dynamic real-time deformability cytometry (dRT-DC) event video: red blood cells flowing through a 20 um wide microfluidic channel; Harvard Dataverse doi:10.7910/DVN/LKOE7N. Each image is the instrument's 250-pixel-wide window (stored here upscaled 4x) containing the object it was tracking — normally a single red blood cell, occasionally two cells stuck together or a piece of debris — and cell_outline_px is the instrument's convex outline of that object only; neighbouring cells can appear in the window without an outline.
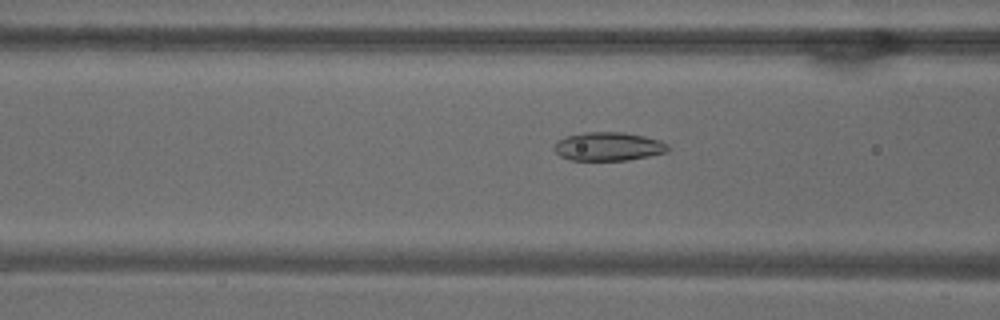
{"species": "common noctule bat (a hibernating species)", "species_latin": "Nyctalus noctula", "temperature_condition": "warm", "stored_images_in_passage": 53, "camera_frame_rate_fps": 3000, "um_per_image_px": 0.085, "animal": {"sex": "male", "body_mass_g": 18.8}, "frame": {"image": 1, "passage_image": 21, "time_ms": 6.667, "image_size_px": [1000, 320], "cell_outline_px": [[668, 152], [628, 160], [572, 160], [560, 156], [552, 148], [556, 140], [564, 136], [584, 132], [620, 132], [644, 136], [660, 140], [668, 144]], "centroid_in_image_um": [51.67, 12.44], "position_along_channel_um": 114.9, "area_um2": 19.07}}
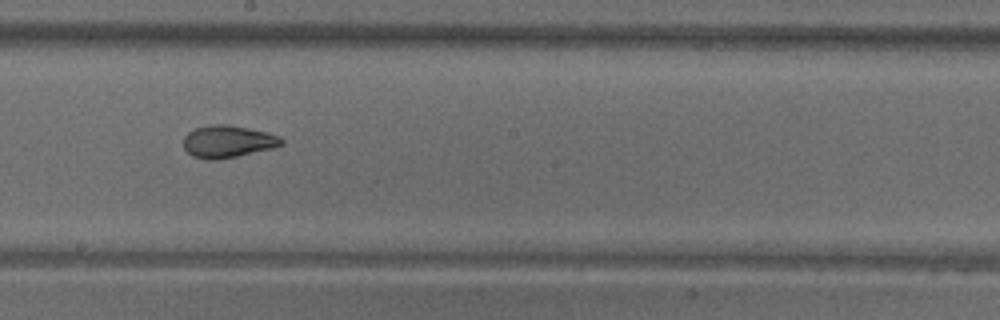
{"frame": {"image": 2, "passage_image": 30, "time_ms": 9.667, "image_size_px": [1000, 320], "cell_outline_px": [[284, 144], [272, 148], [236, 156], [216, 160], [208, 160], [192, 156], [184, 148], [184, 136], [188, 132], [196, 128], [208, 124], [228, 124], [268, 132], [280, 136], [284, 140]], "centroid_in_image_um": [19.37, 12.02], "position_along_channel_um": 228.8, "area_um2": 18.5}}
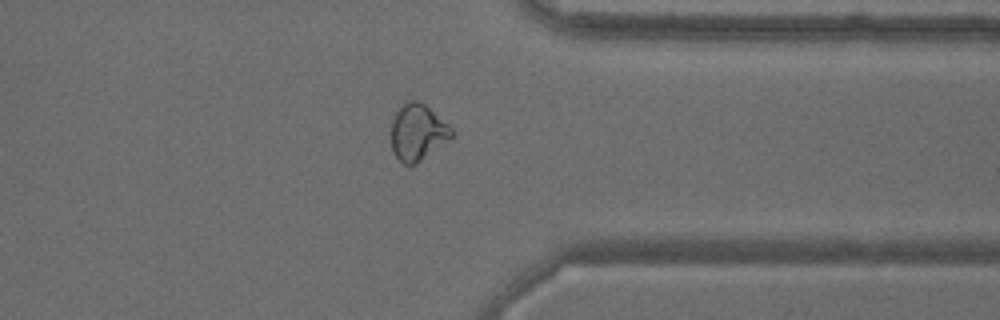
{"frame": {"image": 3, "passage_image": 42, "time_ms": 13.667, "image_size_px": [1000, 320], "cell_outline_px": [[452, 136], [416, 164], [404, 164], [392, 152], [388, 132], [392, 116], [408, 100], [416, 100], [424, 104], [448, 124], [452, 128]], "centroid_in_image_um": [35.41, 11.24], "position_along_channel_um": 376.0, "area_um2": 19.88}, "authors_computed_cell_mechanics": {"area_um2": 21.386, "velocity_mm_per_s": 3.788, "shape_relaxation_time_tau1_ms": 8.4296, "shape_relaxation_time_tau2_ms": 1.4561, "deformation_change_tau1": 0.2111, "deformation_change_tau2": 0.0746}}